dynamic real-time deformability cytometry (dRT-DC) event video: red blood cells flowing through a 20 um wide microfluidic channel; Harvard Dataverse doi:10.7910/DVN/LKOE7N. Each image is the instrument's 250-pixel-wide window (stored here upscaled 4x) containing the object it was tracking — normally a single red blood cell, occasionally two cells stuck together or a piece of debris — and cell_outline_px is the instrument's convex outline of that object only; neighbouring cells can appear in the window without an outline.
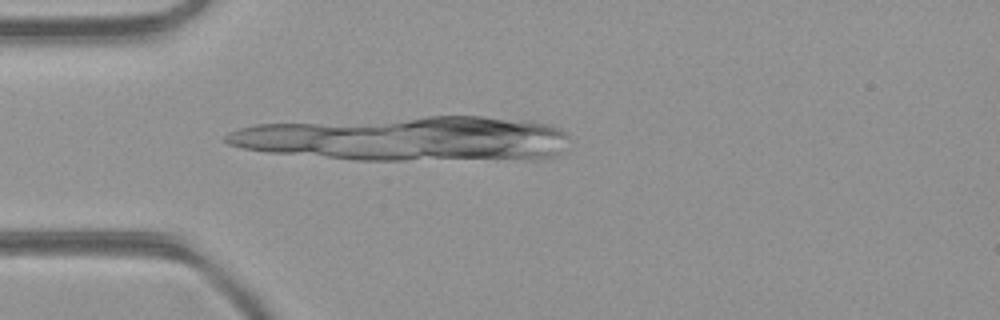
{"species": "common noctule bat (a hibernating species)", "species_latin": "Nyctalus noctula", "temperature_condition": "room temperature", "stored_images_in_passage": 10, "camera_frame_rate_fps": 3000, "um_per_image_px": 0.085, "animal": {"sex": "female", "body_mass_g": 21.9}, "frame": {"image": 1, "passage_image": 1, "time_ms": 0.0, "image_size_px": [1000, 320], "cell_outline_px": [[524, 128], [496, 152], [476, 156], [464, 156], [452, 152], [448, 128], [452, 124], [472, 120], [492, 120]], "centroid_in_image_um": [40.84, 11.62], "position_along_channel_um": 44.2, "area_um2": 14.22}}